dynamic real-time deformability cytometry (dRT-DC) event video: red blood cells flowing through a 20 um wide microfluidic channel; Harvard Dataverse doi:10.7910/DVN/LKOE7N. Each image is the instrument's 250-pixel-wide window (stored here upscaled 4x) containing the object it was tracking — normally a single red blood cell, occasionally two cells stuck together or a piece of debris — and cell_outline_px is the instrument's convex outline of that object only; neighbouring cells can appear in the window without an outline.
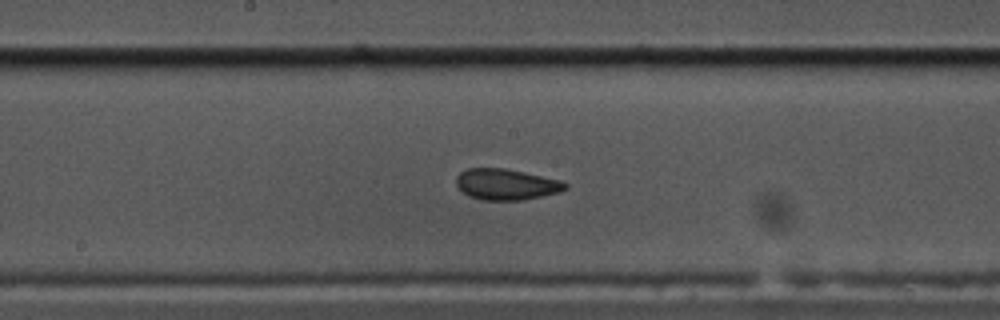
{"species": "common noctule bat (a hibernating species)", "species_latin": "Nyctalus noctula", "temperature_condition": "cold", "stored_images_in_passage": 50, "camera_frame_rate_fps": 3000, "um_per_image_px": 0.085, "animal": {"sex": "male", "body_mass_g": 17.5, "forearm_length_mm": 52.3}, "frame": {"image": 1, "passage_image": 22, "time_ms": 7.0, "image_size_px": [1000, 320], "cell_outline_px": [[568, 188], [560, 192], [524, 200], [484, 200], [468, 196], [456, 184], [456, 176], [460, 172], [468, 168], [504, 168], [524, 172], [560, 180], [568, 184]], "centroid_in_image_um": [43.04, 15.67], "position_along_channel_um": 205.2, "area_um2": 19.71}}
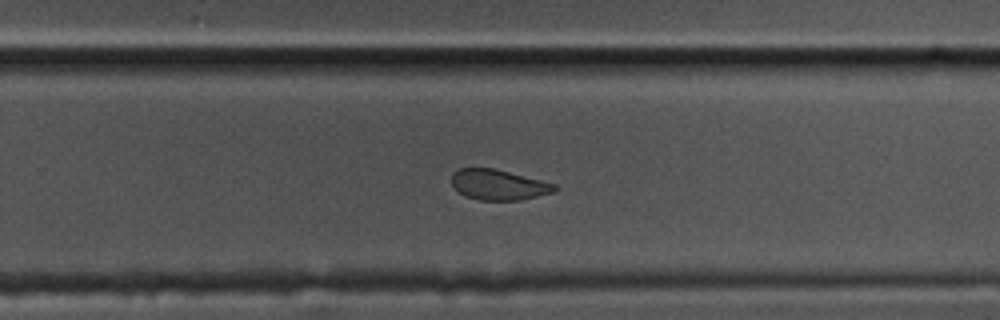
{"frame": {"image": 2, "passage_image": 29, "time_ms": 9.333, "image_size_px": [1000, 320], "cell_outline_px": [[560, 188], [556, 192], [520, 200], [480, 200], [464, 196], [452, 188], [452, 172], [460, 168], [492, 168], [556, 184]], "centroid_in_image_um": [42.37, 15.72], "position_along_channel_um": 287.4, "area_um2": 18.38}}
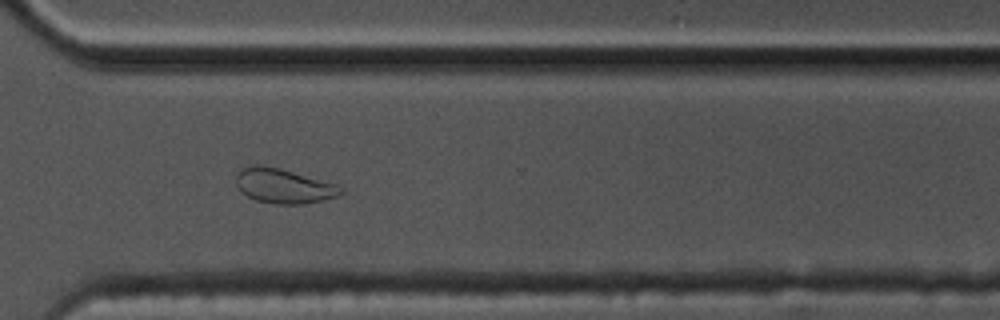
{"frame": {"image": 3, "passage_image": 34, "time_ms": 11.0, "image_size_px": [1000, 320], "cell_outline_px": [[344, 192], [340, 196], [324, 200], [304, 204], [276, 204], [256, 200], [240, 192], [236, 184], [236, 176], [240, 168], [252, 164], [264, 164], [280, 168], [336, 184], [344, 188]], "centroid_in_image_um": [24.1, 15.8], "position_along_channel_um": 346.5, "area_um2": 21.5}, "authors_computed_cell_mechanics": {"area_um2": 19.9988, "velocity_mm_per_s": 3.5294, "shape_relaxation_time_tau1_ms": 7.5301, "shape_relaxation_time_tau2_ms": 2.0058, "deformation_change_tau1": 0.1252, "deformation_change_tau2": 0.0617}}